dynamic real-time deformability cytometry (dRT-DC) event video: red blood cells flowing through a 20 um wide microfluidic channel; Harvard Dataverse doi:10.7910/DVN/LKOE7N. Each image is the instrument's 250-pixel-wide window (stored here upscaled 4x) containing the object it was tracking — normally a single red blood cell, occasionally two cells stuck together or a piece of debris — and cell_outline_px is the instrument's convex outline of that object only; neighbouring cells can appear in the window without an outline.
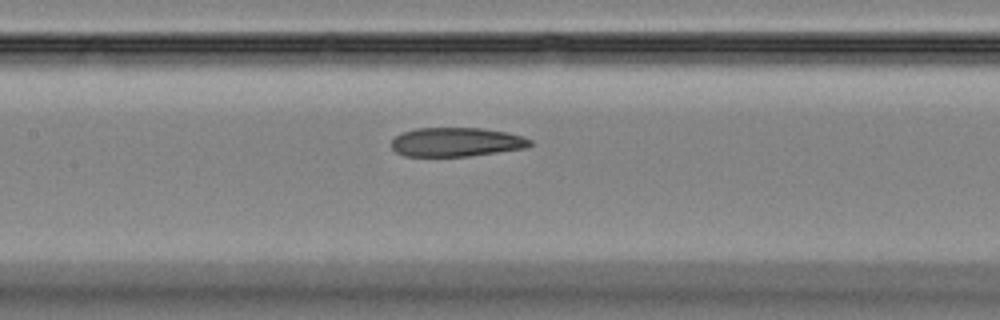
{"species": "Egyptian fruit bat (a non-hibernating species)", "species_latin": "Rousettus aegyptiacus", "temperature_condition": "room temperature", "stored_images_in_passage": 48, "camera_frame_rate_fps": 3000, "um_per_image_px": 0.085, "animal": {"sex": "female"}, "frame": {"image": 1, "passage_image": 22, "time_ms": 7.0, "image_size_px": [1000, 320], "cell_outline_px": [[532, 144], [528, 148], [468, 156], [404, 156], [396, 152], [392, 148], [392, 140], [396, 136], [404, 132], [416, 128], [484, 128], [508, 132], [532, 140]], "centroid_in_image_um": [38.81, 12.07], "position_along_channel_um": 168.6, "area_um2": 23.47}}
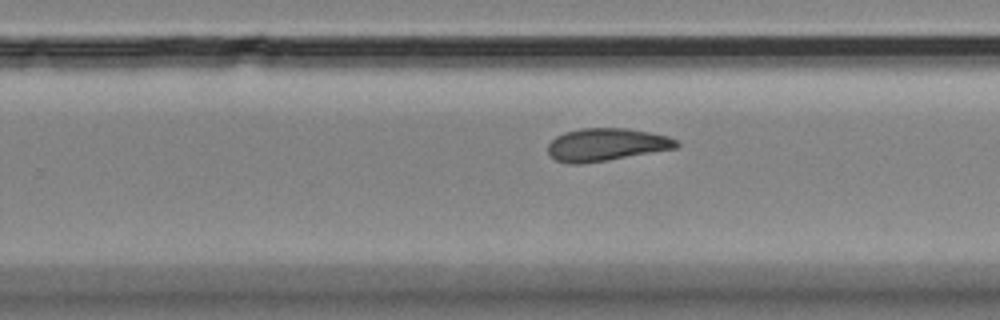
{"frame": {"image": 2, "passage_image": 30, "time_ms": 9.667, "image_size_px": [1000, 320], "cell_outline_px": [[680, 144], [676, 148], [608, 160], [584, 164], [568, 164], [556, 160], [548, 156], [548, 144], [556, 136], [564, 132], [580, 128], [628, 128], [668, 136], [676, 140]], "centroid_in_image_um": [51.49, 12.3], "position_along_channel_um": 278.3, "area_um2": 24.62}}
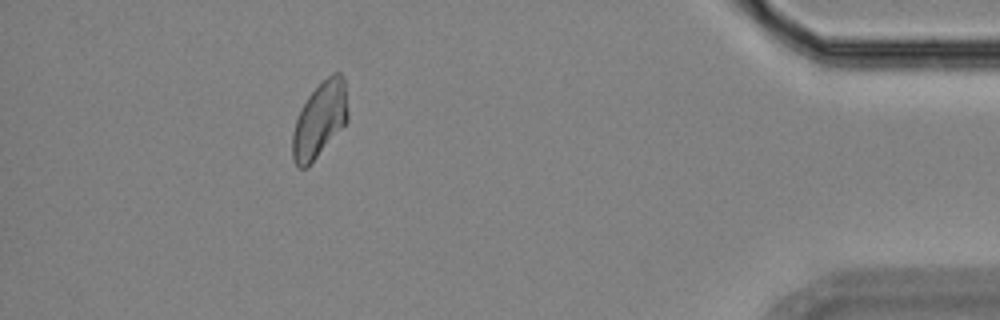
{"frame": {"image": 3, "passage_image": 43, "time_ms": 14.0, "image_size_px": [1000, 320], "cell_outline_px": [[348, 120], [308, 168], [296, 168], [292, 160], [292, 132], [300, 108], [308, 96], [332, 72], [340, 72], [344, 76], [348, 112]], "centroid_in_image_um": [27.16, 10.21], "position_along_channel_um": 408.0, "area_um2": 24.51}}